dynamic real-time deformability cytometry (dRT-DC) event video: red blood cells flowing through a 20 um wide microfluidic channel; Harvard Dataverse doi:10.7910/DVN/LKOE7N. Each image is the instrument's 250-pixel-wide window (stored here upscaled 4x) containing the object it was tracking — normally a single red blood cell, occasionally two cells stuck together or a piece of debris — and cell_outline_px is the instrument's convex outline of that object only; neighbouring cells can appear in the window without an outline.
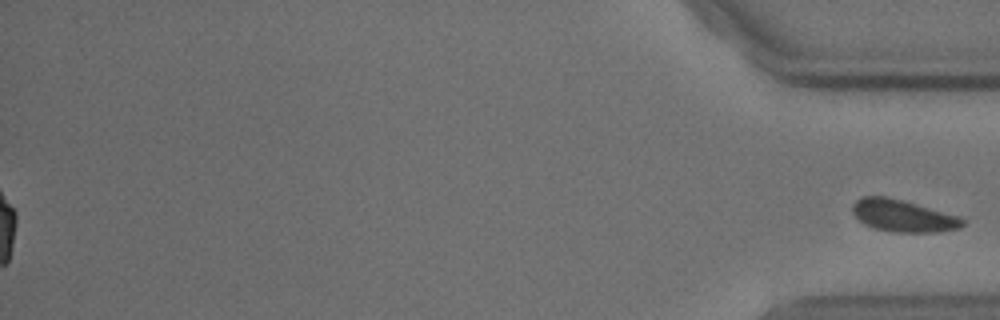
{"species": "common noctule bat (a hibernating species)", "species_latin": "Nyctalus noctula", "temperature_condition": "cold", "stored_images_in_passage": 56, "segment_of_instrument_passage": [2, 2], "camera_frame_rate_fps": 3000, "um_per_image_px": 0.085, "animal": {"sex": "male", "body_mass_g": 18.8}, "frame": {"image": 1, "passage_image": 56, "time_ms": 18.333, "image_size_px": [1000, 320], "cell_outline_px": [[964, 224], [960, 228], [936, 232], [892, 232], [876, 228], [864, 224], [852, 212], [852, 204], [856, 200], [864, 196], [884, 196], [900, 200], [960, 216], [964, 220]], "centroid_in_image_um": [76.75, 18.35], "position_along_channel_um": 358.4, "area_um2": 20.29}}